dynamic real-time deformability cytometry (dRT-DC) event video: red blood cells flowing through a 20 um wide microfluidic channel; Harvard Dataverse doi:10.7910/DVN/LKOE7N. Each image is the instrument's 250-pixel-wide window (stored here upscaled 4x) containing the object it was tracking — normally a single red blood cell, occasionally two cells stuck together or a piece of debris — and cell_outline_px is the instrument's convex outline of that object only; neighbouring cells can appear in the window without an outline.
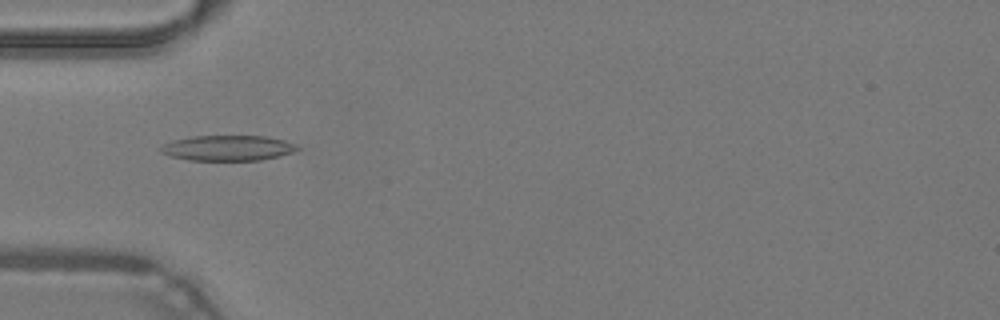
{"species": "common noctule bat (a hibernating species)", "species_latin": "Nyctalus noctula", "temperature_condition": "warm", "stored_images_in_passage": 48, "camera_frame_rate_fps": 3000, "um_per_image_px": 0.085, "animal": {"sex": "male", "body_mass_g": 19.2, "forearm_length_mm": 51.8}, "frame": {"image": 1, "passage_image": 16, "time_ms": 5.0, "image_size_px": [1000, 320], "cell_outline_px": [[300, 148], [292, 152], [280, 156], [260, 160], [188, 160], [172, 156], [160, 152], [160, 148], [164, 144], [172, 140], [192, 136], [268, 136], [284, 140], [296, 144]], "centroid_in_image_um": [19.38, 12.57], "position_along_channel_um": 65.6, "area_um2": 20.17}}
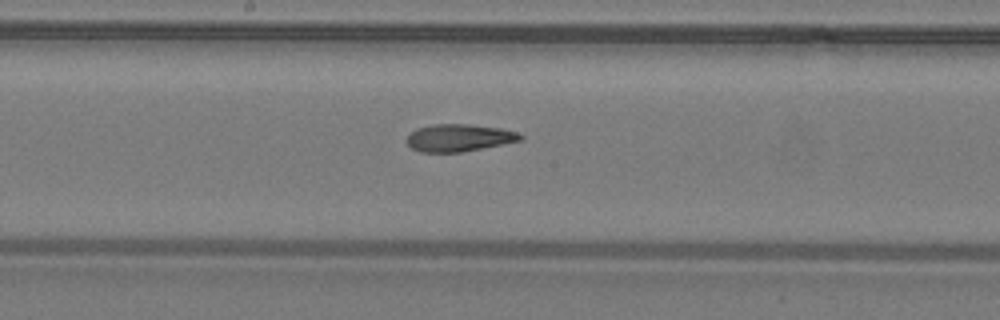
{"frame": {"image": 2, "passage_image": 26, "time_ms": 8.333, "image_size_px": [1000, 320], "cell_outline_px": [[524, 140], [460, 152], [420, 152], [412, 148], [404, 140], [408, 132], [416, 128], [432, 124], [468, 124], [500, 128], [516, 132], [524, 136]], "centroid_in_image_um": [38.96, 11.7], "position_along_channel_um": 209.2, "area_um2": 18.26}}
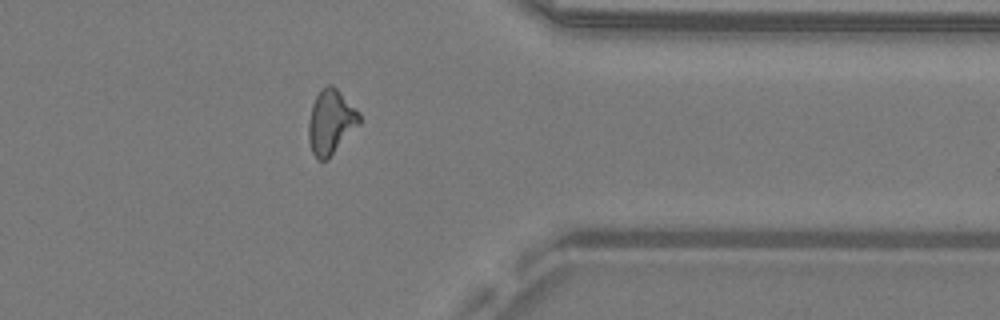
{"frame": {"image": 3, "passage_image": 39, "time_ms": 12.667, "image_size_px": [1000, 320], "cell_outline_px": [[360, 124], [328, 160], [316, 160], [312, 152], [308, 140], [308, 120], [312, 104], [320, 88], [328, 84], [332, 84], [360, 112]], "centroid_in_image_um": [28.11, 10.38], "position_along_channel_um": 383.3, "area_um2": 19.42}, "authors_computed_cell_mechanics": {"area_um2": 18.785, "velocity_mm_per_s": 4.2926, "shape_relaxation_time_tau1_ms": null, "shape_relaxation_time_tau2_ms": 4.3843, "deformation_change_tau1": null, "deformation_change_tau2": 0.1367}}